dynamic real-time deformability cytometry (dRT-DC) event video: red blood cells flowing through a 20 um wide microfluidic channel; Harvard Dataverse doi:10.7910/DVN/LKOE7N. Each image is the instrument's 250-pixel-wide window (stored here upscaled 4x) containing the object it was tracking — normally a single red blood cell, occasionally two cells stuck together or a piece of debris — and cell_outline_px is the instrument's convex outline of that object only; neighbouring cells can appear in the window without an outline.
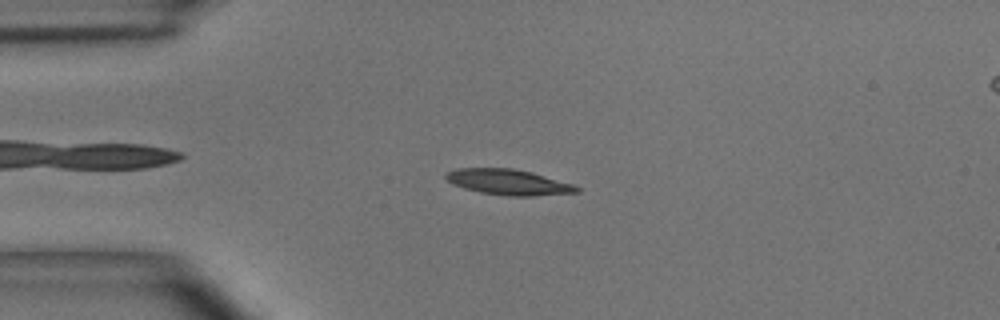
{"species": "common noctule bat (a hibernating species)", "species_latin": "Nyctalus noctula", "temperature_condition": "room temperature", "stored_images_in_passage": 47, "camera_frame_rate_fps": 3000, "um_per_image_px": 0.085, "animal": {"sex": "male", "body_mass_g": 15.6}, "frame": {"image": 1, "passage_image": 9, "time_ms": 2.667, "image_size_px": [1000, 320], "cell_outline_px": [[580, 192], [532, 196], [508, 196], [480, 192], [464, 188], [452, 184], [444, 176], [444, 172], [456, 168], [512, 168], [532, 172], [572, 184], [580, 188]], "centroid_in_image_um": [43.18, 15.47], "position_along_channel_um": 41.8, "area_um2": 19.54}}
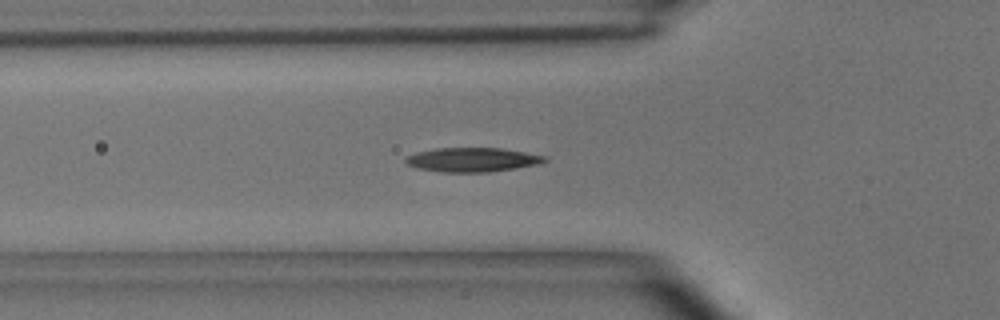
{"frame": {"image": 2, "passage_image": 14, "time_ms": 4.333, "image_size_px": [1000, 320], "cell_outline_px": [[548, 160], [540, 164], [516, 168], [488, 172], [440, 172], [416, 168], [408, 164], [404, 160], [404, 156], [416, 152], [436, 148], [500, 148], [548, 156]], "centroid_in_image_um": [40.14, 13.58], "position_along_channel_um": 85.7, "area_um2": 19.77}}
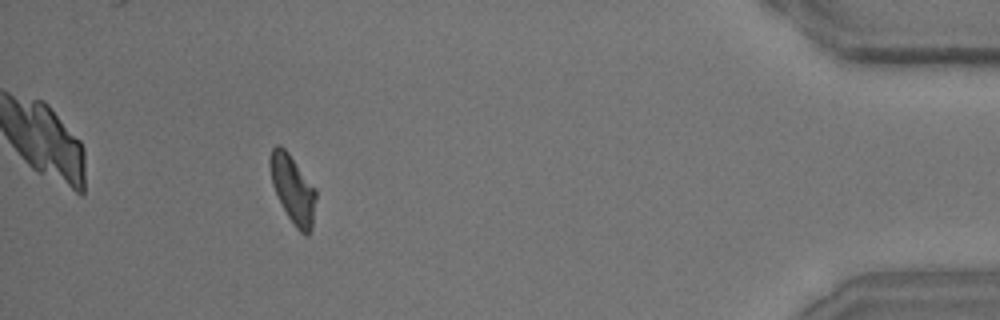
{"frame": {"image": 3, "passage_image": 43, "time_ms": 14.0, "image_size_px": [1000, 320], "cell_outline_px": [[316, 196], [312, 228], [308, 236], [304, 236], [296, 228], [288, 216], [272, 184], [268, 164], [268, 160], [272, 148], [276, 144], [280, 144], [288, 152], [316, 188]], "centroid_in_image_um": [24.89, 16.06], "position_along_channel_um": 410.3, "area_um2": 18.26}, "authors_computed_cell_mechanics": {"area_um2": 18.6116, "velocity_mm_per_s": 3.9561, "shape_relaxation_time_tau1_ms": 4.0404, "shape_relaxation_time_tau2_ms": 3.4066, "deformation_change_tau1": 0.1465, "deformation_change_tau2": 0.0968}}